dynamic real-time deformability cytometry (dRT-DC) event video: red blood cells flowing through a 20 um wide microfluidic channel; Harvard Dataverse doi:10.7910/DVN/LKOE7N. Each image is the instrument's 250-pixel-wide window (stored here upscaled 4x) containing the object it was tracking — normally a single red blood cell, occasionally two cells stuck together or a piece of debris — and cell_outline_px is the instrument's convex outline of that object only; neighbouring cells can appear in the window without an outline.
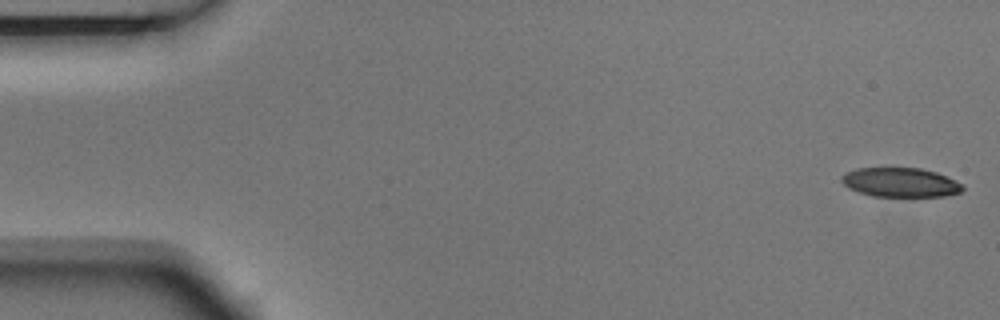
{"species": "Egyptian fruit bat (a non-hibernating species)", "species_latin": "Rousettus aegyptiacus", "temperature_condition": "room temperature", "stored_images_in_passage": 6, "camera_frame_rate_fps": 3000, "um_per_image_px": 0.085, "animal": {"sex": "male"}, "frame": {"image": 1, "passage_image": 1, "time_ms": 0.0, "image_size_px": [1000, 320], "cell_outline_px": [[964, 188], [960, 192], [944, 196], [872, 196], [848, 188], [840, 180], [840, 176], [844, 172], [856, 168], [920, 168], [936, 172], [960, 184]], "centroid_in_image_um": [76.45, 15.5], "position_along_channel_um": 8.5, "area_um2": 20.46}}